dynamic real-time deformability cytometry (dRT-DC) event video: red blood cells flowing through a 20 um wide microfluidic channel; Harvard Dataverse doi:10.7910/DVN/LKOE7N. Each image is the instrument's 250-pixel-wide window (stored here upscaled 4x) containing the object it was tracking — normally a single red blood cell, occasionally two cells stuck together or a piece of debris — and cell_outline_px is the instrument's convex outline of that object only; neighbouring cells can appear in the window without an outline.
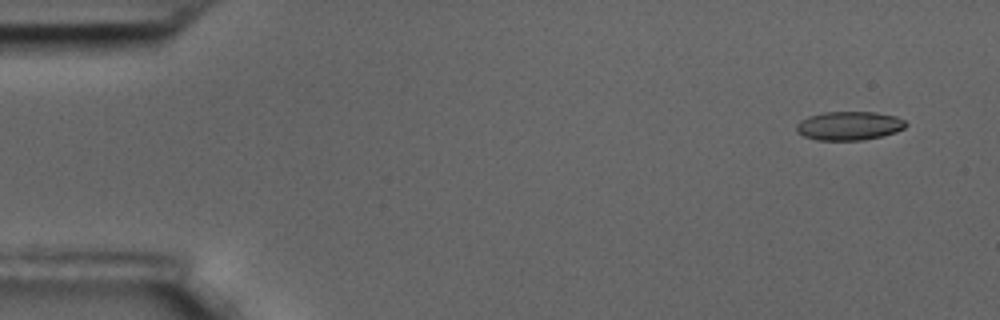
{"species": "common noctule bat (a hibernating species)", "species_latin": "Nyctalus noctula", "temperature_condition": "room temperature", "stored_images_in_passage": 5, "segment_of_instrument_passage": [1, 2], "camera_frame_rate_fps": 3000, "um_per_image_px": 0.085, "animal": {"sex": "male", "body_mass_g": 17.5, "forearm_length_mm": 52.3}, "frame": {"image": 1, "passage_image": 1, "time_ms": 0.0, "image_size_px": [1000, 320], "cell_outline_px": [[908, 124], [904, 128], [896, 132], [864, 140], [816, 140], [804, 136], [796, 132], [796, 124], [800, 120], [808, 116], [824, 112], [876, 112], [896, 116], [904, 120]], "centroid_in_image_um": [72.16, 10.69], "position_along_channel_um": 12.8, "area_um2": 18.44}}